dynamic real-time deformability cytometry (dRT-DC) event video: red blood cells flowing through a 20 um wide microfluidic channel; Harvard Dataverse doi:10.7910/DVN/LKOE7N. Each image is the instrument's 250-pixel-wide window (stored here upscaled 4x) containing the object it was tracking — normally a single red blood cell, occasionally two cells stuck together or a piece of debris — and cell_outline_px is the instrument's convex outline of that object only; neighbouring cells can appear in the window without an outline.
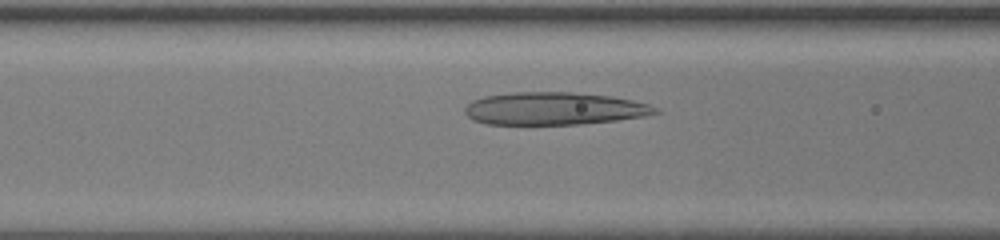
{"species": "human", "species_latin": "Homo sapiens", "temperature_condition": "room temperature", "stored_images_in_passage": 37, "camera_frame_rate_fps": 3000, "um_per_image_px": 0.085, "donor": {"sex": "female"}, "frame": {"image": 1, "passage_image": 11, "time_ms": 3.333, "image_size_px": [1000, 240], "cell_outline_px": [[664, 112], [644, 116], [616, 120], [580, 124], [484, 124], [472, 120], [464, 112], [464, 108], [472, 100], [484, 96], [512, 92], [572, 92], [612, 96], [632, 100], [648, 104], [660, 108]], "centroid_in_image_um": [47.12, 9.22], "position_along_channel_um": 119.5, "area_um2": 36.47}}
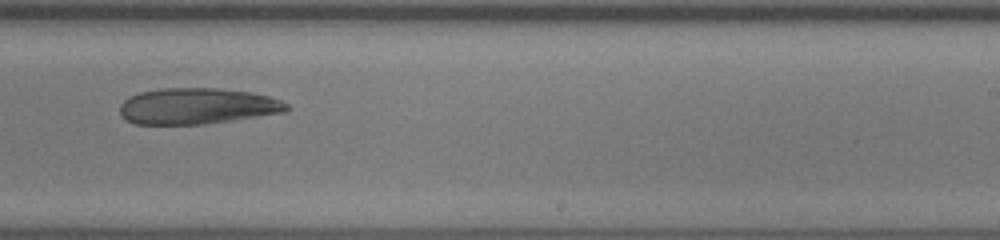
{"frame": {"image": 2, "passage_image": 21, "time_ms": 6.667, "image_size_px": [1000, 240], "cell_outline_px": [[288, 112], [204, 124], [136, 124], [124, 120], [120, 116], [120, 104], [128, 96], [140, 92], [160, 88], [216, 88], [252, 92], [268, 96], [280, 100], [288, 104]], "centroid_in_image_um": [16.73, 9.02], "position_along_channel_um": 272.3, "area_um2": 35.32}}
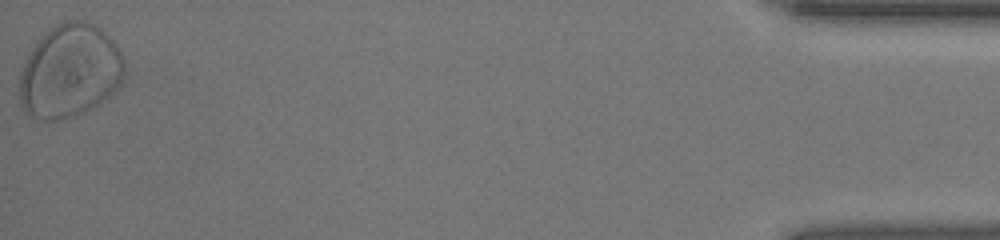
{"frame": {"image": 3, "passage_image": 37, "time_ms": 12.0, "image_size_px": [1000, 240], "cell_outline_px": [[124, 76], [120, 84], [108, 96], [84, 112], [68, 120], [40, 120], [32, 116], [20, 104], [20, 72], [28, 52], [40, 36], [48, 28], [64, 20], [84, 20], [100, 28], [120, 48], [124, 56]], "centroid_in_image_um": [5.92, 6.03], "position_along_channel_um": 429.3, "area_um2": 57.51}}